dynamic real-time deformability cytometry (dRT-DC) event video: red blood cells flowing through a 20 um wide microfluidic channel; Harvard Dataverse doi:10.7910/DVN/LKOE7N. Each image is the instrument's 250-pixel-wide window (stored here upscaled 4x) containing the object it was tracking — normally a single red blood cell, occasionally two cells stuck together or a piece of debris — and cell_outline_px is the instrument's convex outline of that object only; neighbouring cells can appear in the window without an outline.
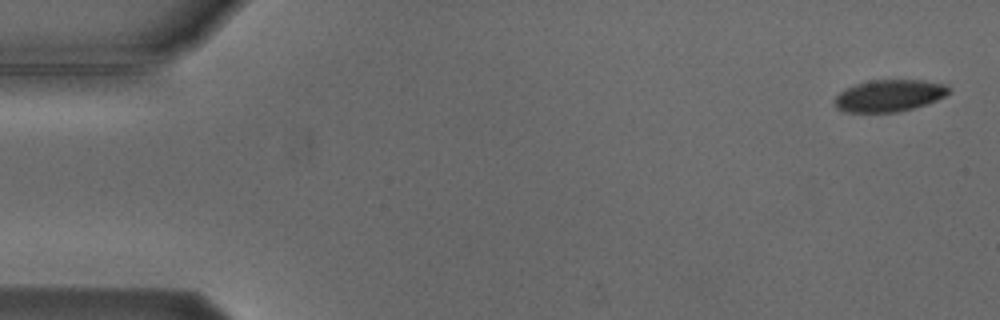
{"species": "Egyptian fruit bat (a non-hibernating species)", "species_latin": "Rousettus aegyptiacus", "temperature_condition": "cold", "stored_images_in_passage": 4, "camera_frame_rate_fps": 3000, "um_per_image_px": 0.085, "animal": {"sex": "male"}, "frame": {"image": 1, "passage_image": 1, "time_ms": 0.0, "image_size_px": [1000, 320], "cell_outline_px": [[952, 92], [928, 104], [896, 112], [844, 112], [836, 108], [836, 96], [840, 92], [856, 84], [872, 80], [924, 80], [944, 84]], "centroid_in_image_um": [75.61, 8.13], "position_along_channel_um": 9.4, "area_um2": 21.04}}